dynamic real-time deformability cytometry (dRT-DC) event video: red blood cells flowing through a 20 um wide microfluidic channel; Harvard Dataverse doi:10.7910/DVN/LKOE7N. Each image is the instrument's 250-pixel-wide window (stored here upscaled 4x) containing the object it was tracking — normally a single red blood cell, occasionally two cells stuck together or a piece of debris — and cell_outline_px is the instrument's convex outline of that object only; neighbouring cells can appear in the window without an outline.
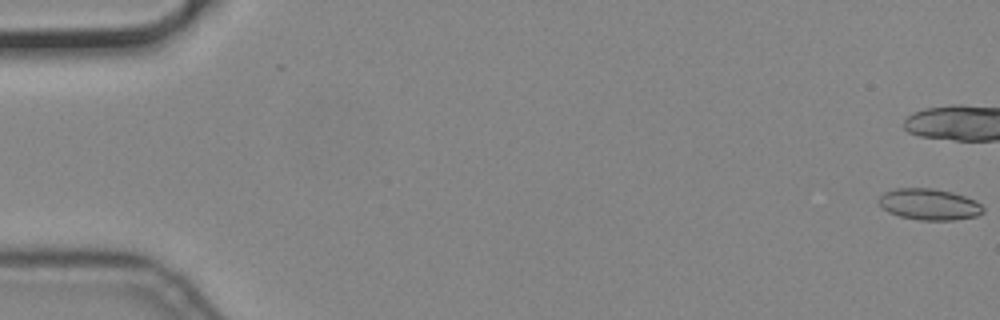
{"species": "common noctule bat (a hibernating species)", "species_latin": "Nyctalus noctula", "temperature_condition": "cold", "stored_images_in_passage": 12, "camera_frame_rate_fps": 3000, "um_per_image_px": 0.085, "animal": {"sex": "male", "body_mass_g": 19.2, "forearm_length_mm": 51.8}, "frame": {"image": 1, "passage_image": 1, "time_ms": 0.0, "image_size_px": [1000, 320], "cell_outline_px": [[984, 212], [976, 216], [956, 220], [920, 220], [900, 216], [888, 212], [876, 200], [884, 192], [896, 188], [932, 188], [952, 192], [976, 200], [984, 208]], "centroid_in_image_um": [78.99, 17.36], "position_along_channel_um": 6.0, "area_um2": 19.07}}